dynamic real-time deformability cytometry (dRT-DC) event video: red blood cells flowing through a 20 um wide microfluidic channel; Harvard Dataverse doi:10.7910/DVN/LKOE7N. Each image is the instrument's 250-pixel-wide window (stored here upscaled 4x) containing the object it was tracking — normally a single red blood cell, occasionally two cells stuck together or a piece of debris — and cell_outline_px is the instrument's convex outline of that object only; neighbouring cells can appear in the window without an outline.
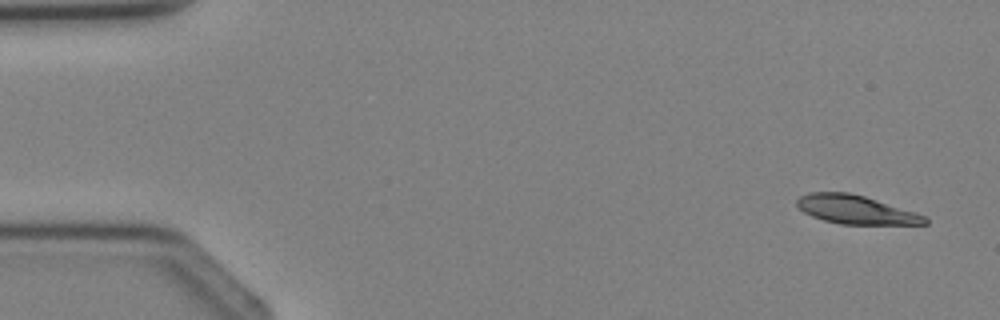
{"species": "Egyptian fruit bat (a non-hibernating species)", "species_latin": "Rousettus aegyptiacus", "temperature_condition": "cold", "stored_images_in_passage": 3, "camera_frame_rate_fps": 3000, "um_per_image_px": 0.085, "animal": {"sex": "female"}, "frame": {"image": 1, "passage_image": 1, "time_ms": 0.0, "image_size_px": [1000, 320], "cell_outline_px": [[928, 224], [840, 224], [824, 220], [812, 216], [804, 212], [796, 204], [796, 200], [800, 196], [808, 192], [848, 192], [864, 196], [916, 212], [924, 216], [928, 220]], "centroid_in_image_um": [72.73, 17.81], "position_along_channel_um": 12.3, "area_um2": 21.21}}